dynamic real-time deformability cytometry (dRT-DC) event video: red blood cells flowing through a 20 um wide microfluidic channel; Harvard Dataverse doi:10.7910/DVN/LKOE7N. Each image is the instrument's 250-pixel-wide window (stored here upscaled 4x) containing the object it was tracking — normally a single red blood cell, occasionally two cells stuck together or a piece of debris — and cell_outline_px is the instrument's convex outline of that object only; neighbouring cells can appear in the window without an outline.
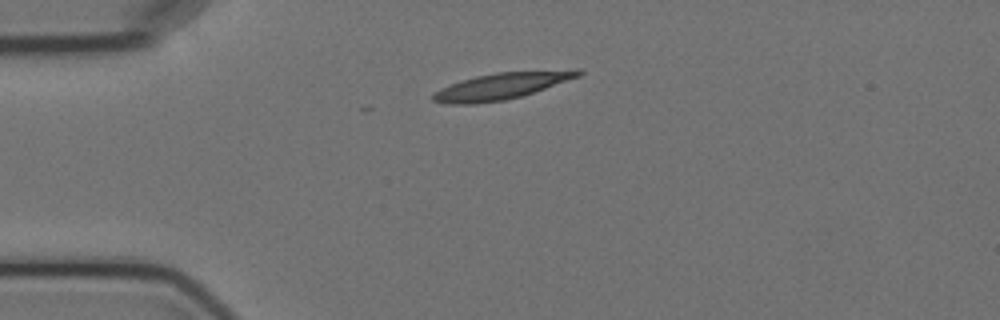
{"species": "Egyptian fruit bat (a non-hibernating species)", "species_latin": "Rousettus aegyptiacus", "temperature_condition": "cold", "stored_images_in_passage": 3, "camera_frame_rate_fps": 3000, "um_per_image_px": 0.085, "animal": {"sex": "female"}, "frame": {"image": 1, "passage_image": 1, "time_ms": 0.0, "image_size_px": [1000, 320], "cell_outline_px": [[584, 72], [580, 76], [520, 96], [504, 100], [476, 104], [448, 104], [432, 100], [432, 96], [440, 88], [476, 76], [496, 72], [576, 68], [580, 68]], "centroid_in_image_um": [42.7, 7.28], "position_along_channel_um": 42.3, "area_um2": 22.43}}
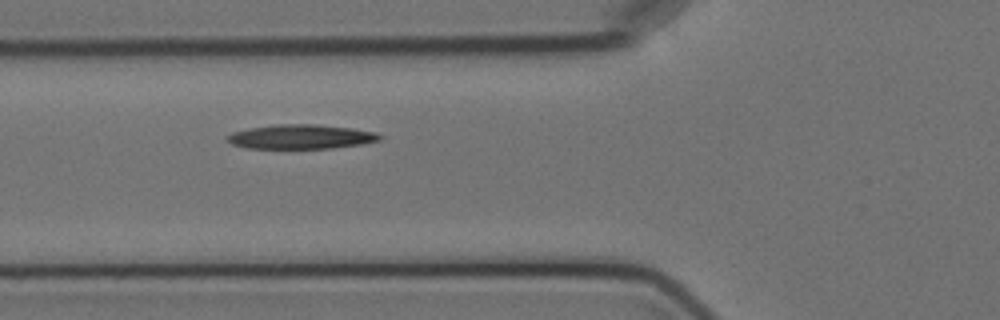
{"frame": {"image": 2, "passage_image": 3, "time_ms": 2.333, "image_size_px": [1000, 320], "cell_outline_px": [[384, 136], [380, 140], [360, 144], [332, 148], [248, 148], [232, 144], [228, 140], [228, 136], [232, 132], [252, 128], [276, 124], [316, 124], [352, 128], [376, 132]], "centroid_in_image_um": [25.63, 11.62], "position_along_channel_um": 100.2, "area_um2": 21.44}}